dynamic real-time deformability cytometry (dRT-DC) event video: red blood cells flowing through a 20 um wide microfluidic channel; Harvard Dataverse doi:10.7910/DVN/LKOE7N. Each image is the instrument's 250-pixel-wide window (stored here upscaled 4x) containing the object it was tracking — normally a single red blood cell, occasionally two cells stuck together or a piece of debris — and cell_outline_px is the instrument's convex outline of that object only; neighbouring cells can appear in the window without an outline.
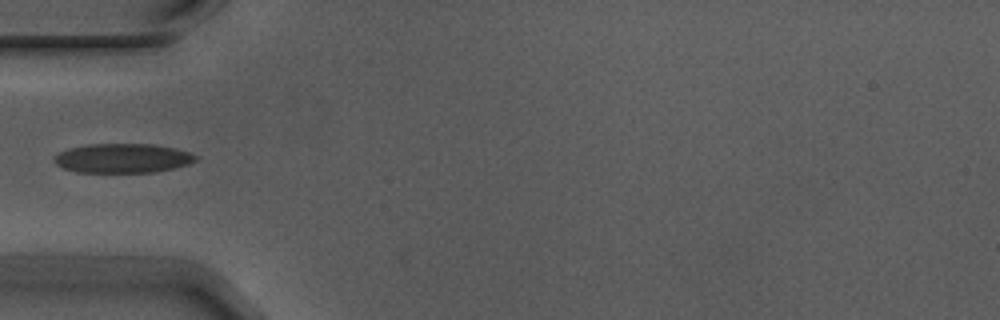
{"species": "Egyptian fruit bat (a non-hibernating species)", "species_latin": "Rousettus aegyptiacus", "temperature_condition": "warm", "stored_images_in_passage": 5, "camera_frame_rate_fps": 3000, "um_per_image_px": 0.085, "animal": {"sex": "male"}, "frame": {"image": 1, "passage_image": 4, "time_ms": 1.0, "image_size_px": [1000, 320], "cell_outline_px": [[200, 156], [196, 160], [188, 164], [156, 172], [76, 172], [64, 168], [56, 164], [52, 160], [52, 156], [68, 148], [88, 144], [152, 144], [176, 148]], "centroid_in_image_um": [10.4, 13.44], "position_along_channel_um": 74.6, "area_um2": 24.28}}
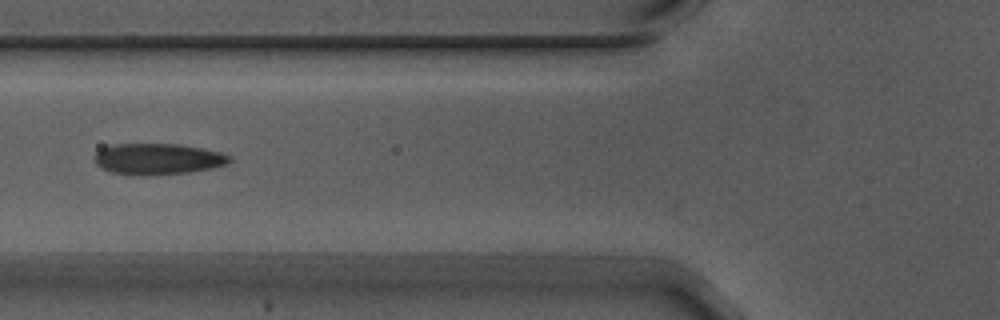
{"frame": {"image": 2, "passage_image": 5, "time_ms": 1.333, "image_size_px": [1000, 320], "cell_outline_px": [[232, 160], [228, 164], [212, 168], [188, 172], [144, 176], [140, 176], [112, 172], [100, 168], [96, 164], [92, 156], [100, 148], [112, 144], [180, 144], [220, 152], [232, 156]], "centroid_in_image_um": [13.38, 13.51], "position_along_channel_um": 112.4, "area_um2": 24.8}}